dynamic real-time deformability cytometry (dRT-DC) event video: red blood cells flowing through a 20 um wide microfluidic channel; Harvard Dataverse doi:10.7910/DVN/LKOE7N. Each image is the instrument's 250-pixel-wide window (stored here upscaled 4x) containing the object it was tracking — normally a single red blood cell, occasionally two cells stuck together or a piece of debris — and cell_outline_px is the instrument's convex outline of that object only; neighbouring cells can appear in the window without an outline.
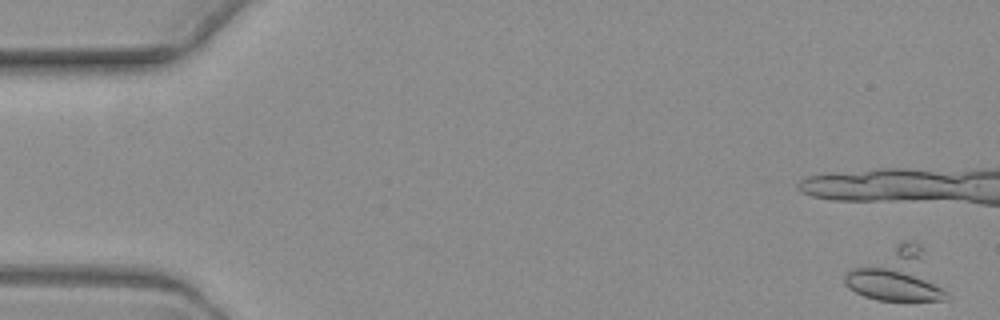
{"species": "common noctule bat (a hibernating species)", "species_latin": "Nyctalus noctula", "temperature_condition": "warm", "stored_images_in_passage": 5, "camera_frame_rate_fps": 3000, "um_per_image_px": 0.085, "animal": {"sex": "female", "body_mass_g": 19.3, "forearm_length_mm": 54.1}, "frame": {"image": 1, "passage_image": 1, "time_ms": 0.0, "image_size_px": [1000, 320], "cell_outline_px": [[948, 300], [876, 300], [864, 296], [848, 288], [844, 284], [844, 276], [852, 268], [896, 244], [904, 240], [908, 240], [920, 244], [924, 248], [948, 292]], "centroid_in_image_um": [76.33, 23.41], "position_along_channel_um": 8.7, "area_um2": 30.98}}